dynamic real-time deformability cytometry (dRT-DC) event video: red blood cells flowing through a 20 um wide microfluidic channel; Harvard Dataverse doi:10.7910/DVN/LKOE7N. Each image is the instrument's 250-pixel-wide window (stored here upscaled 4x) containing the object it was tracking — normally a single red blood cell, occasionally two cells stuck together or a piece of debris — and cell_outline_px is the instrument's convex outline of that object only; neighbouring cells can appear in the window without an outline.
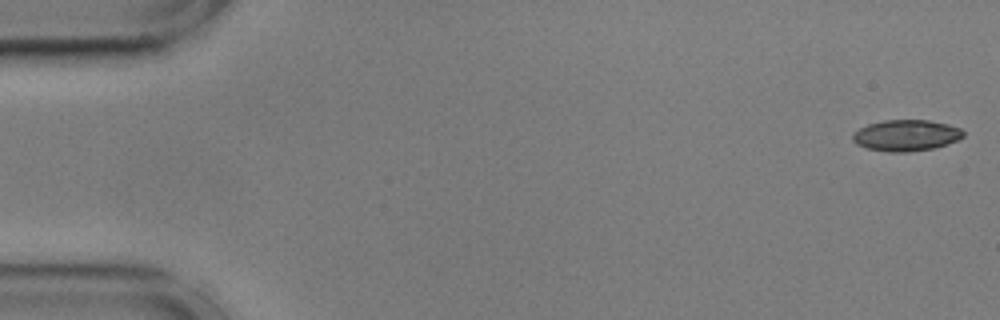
{"species": "common noctule bat (a hibernating species)", "species_latin": "Nyctalus noctula", "temperature_condition": "cold", "stored_images_in_passage": 55, "camera_frame_rate_fps": 3000, "um_per_image_px": 0.085, "animal": {"sex": "male", "body_mass_g": 17.9, "forearm_length_mm": 54.2}, "frame": {"image": 1, "passage_image": 1, "time_ms": 0.0, "image_size_px": [1000, 320], "cell_outline_px": [[964, 136], [956, 140], [932, 148], [904, 152], [888, 152], [868, 148], [856, 144], [852, 140], [852, 132], [868, 124], [884, 120], [928, 120], [948, 124], [960, 128], [964, 132]], "centroid_in_image_um": [76.98, 11.5], "position_along_channel_um": 8.0, "area_um2": 19.94}}
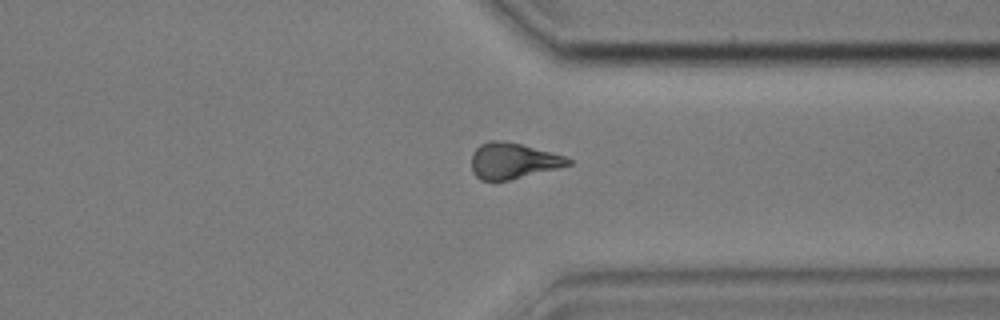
{"frame": {"image": 2, "passage_image": 42, "time_ms": 13.667, "image_size_px": [1000, 320], "cell_outline_px": [[572, 164], [508, 180], [480, 180], [472, 172], [472, 152], [480, 144], [488, 140], [500, 140], [520, 144], [564, 156], [572, 160]], "centroid_in_image_um": [43.55, 13.66], "position_along_channel_um": 367.9, "area_um2": 19.88}}
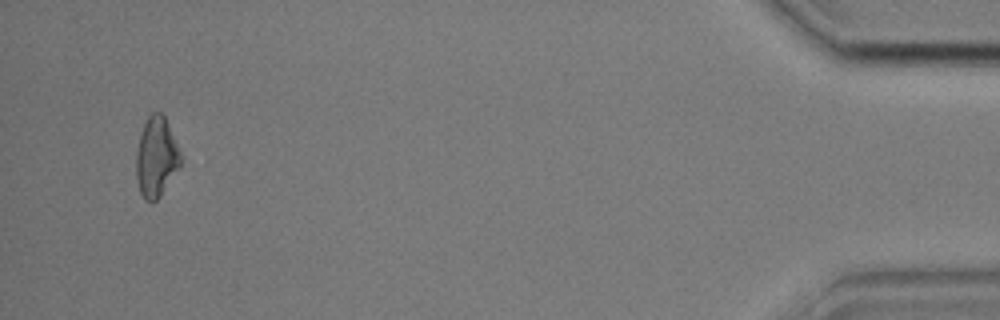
{"frame": {"image": 3, "passage_image": 53, "time_ms": 17.333, "image_size_px": [1000, 320], "cell_outline_px": [[184, 160], [160, 196], [152, 204], [144, 200], [140, 192], [136, 180], [136, 152], [140, 136], [144, 124], [148, 116], [152, 112], [160, 112], [164, 116], [184, 156]], "centroid_in_image_um": [13.3, 13.37], "position_along_channel_um": 421.9, "area_um2": 21.04}, "authors_computed_cell_mechanics": {"area_um2": 20.519, "velocity_mm_per_s": 3.6101, "shape_relaxation_time_tau1_ms": 6.6541, "shape_relaxation_time_tau2_ms": 5.6204, "deformation_change_tau1": 0.178, "deformation_change_tau2": 0.147}}